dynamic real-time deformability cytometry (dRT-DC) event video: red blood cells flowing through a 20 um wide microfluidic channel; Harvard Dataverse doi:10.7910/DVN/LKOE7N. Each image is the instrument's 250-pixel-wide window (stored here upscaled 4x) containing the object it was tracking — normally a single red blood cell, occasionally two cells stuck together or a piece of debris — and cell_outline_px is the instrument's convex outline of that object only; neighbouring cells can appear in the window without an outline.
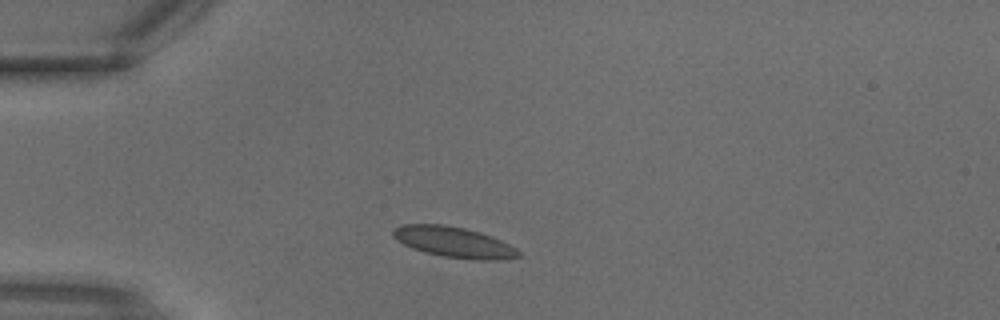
{"species": "common noctule bat (a hibernating species)", "species_latin": "Nyctalus noctula", "temperature_condition": "warm", "stored_images_in_passage": 1, "camera_frame_rate_fps": 3000, "um_per_image_px": 0.085, "animal": {"sex": "male", "body_mass_g": 18.8}, "frame": {"image": 1, "passage_image": 1, "time_ms": 0.0, "image_size_px": [1000, 320], "cell_outline_px": [[520, 256], [508, 260], [472, 260], [444, 256], [424, 252], [412, 248], [396, 240], [392, 236], [392, 228], [400, 224], [444, 224], [464, 228], [480, 232], [500, 240], [516, 248], [520, 252]], "centroid_in_image_um": [38.56, 20.58], "position_along_channel_um": 46.4, "area_um2": 22.6}}